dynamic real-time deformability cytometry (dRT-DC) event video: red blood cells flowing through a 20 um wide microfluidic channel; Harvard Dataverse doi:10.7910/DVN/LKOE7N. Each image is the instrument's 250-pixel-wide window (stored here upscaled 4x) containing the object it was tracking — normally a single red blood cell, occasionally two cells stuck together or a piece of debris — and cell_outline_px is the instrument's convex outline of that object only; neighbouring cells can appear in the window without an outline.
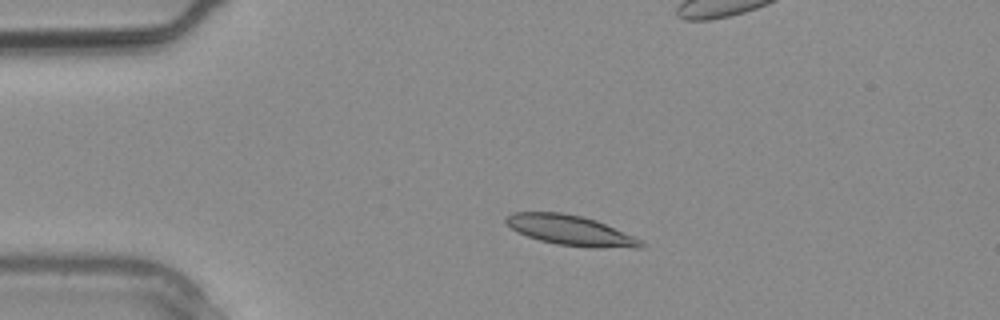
{"species": "common noctule bat (a hibernating species)", "species_latin": "Nyctalus noctula", "temperature_condition": "warm", "stored_images_in_passage": 4, "camera_frame_rate_fps": 3000, "um_per_image_px": 0.085, "animal": {"sex": "male", "body_mass_g": 20.4}, "frame": {"image": 1, "passage_image": 1, "time_ms": 0.0, "image_size_px": [1000, 320], "cell_outline_px": [[644, 248], [592, 248], [556, 244], [540, 240], [516, 232], [504, 220], [504, 216], [512, 212], [560, 212], [580, 216], [596, 220], [632, 236], [640, 240], [644, 244]], "centroid_in_image_um": [48.46, 19.58], "position_along_channel_um": 36.5, "area_um2": 23.58}}
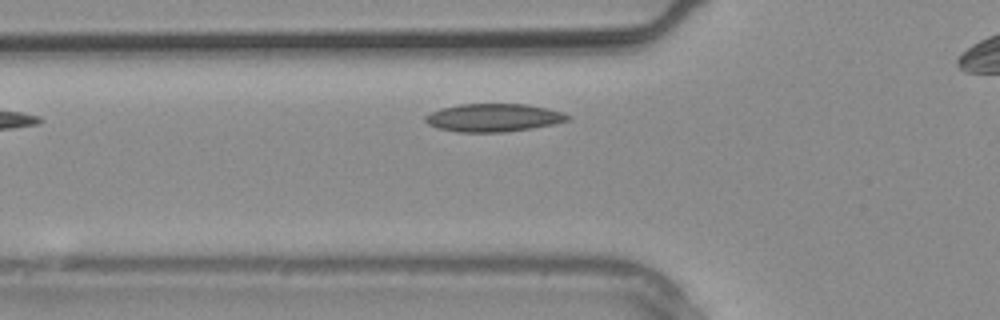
{"frame": {"image": 2, "passage_image": 3, "time_ms": 0.667, "image_size_px": [1000, 320], "cell_outline_px": [[572, 116], [568, 120], [552, 124], [532, 128], [504, 132], [456, 132], [440, 128], [428, 124], [424, 120], [424, 116], [440, 108], [460, 104], [528, 104], [548, 108], [564, 112]], "centroid_in_image_um": [41.96, 9.99], "position_along_channel_um": 83.8, "area_um2": 23.29}}